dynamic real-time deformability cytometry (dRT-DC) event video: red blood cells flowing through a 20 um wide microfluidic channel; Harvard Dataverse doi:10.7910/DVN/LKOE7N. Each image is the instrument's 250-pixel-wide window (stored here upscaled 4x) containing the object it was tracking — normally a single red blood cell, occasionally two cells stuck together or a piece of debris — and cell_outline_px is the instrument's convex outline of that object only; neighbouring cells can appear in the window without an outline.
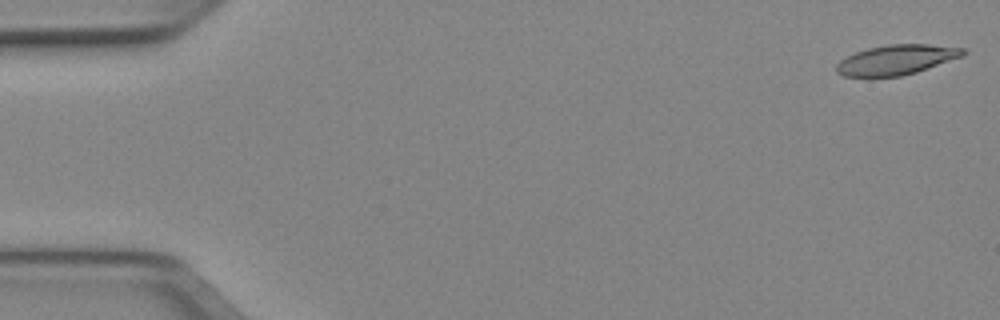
{"species": "Egyptian fruit bat (a non-hibernating species)", "species_latin": "Rousettus aegyptiacus", "temperature_condition": "cold", "stored_images_in_passage": 51, "camera_frame_rate_fps": 3000, "um_per_image_px": 0.085, "animal": {"sex": "female"}, "frame": {"image": 1, "passage_image": 1, "time_ms": 0.0, "image_size_px": [1000, 320], "cell_outline_px": [[968, 52], [964, 56], [916, 72], [900, 76], [844, 76], [836, 72], [836, 64], [840, 60], [856, 52], [868, 48], [888, 44], [928, 44], [964, 48]], "centroid_in_image_um": [76.23, 5.07], "position_along_channel_um": 8.8, "area_um2": 21.96}}
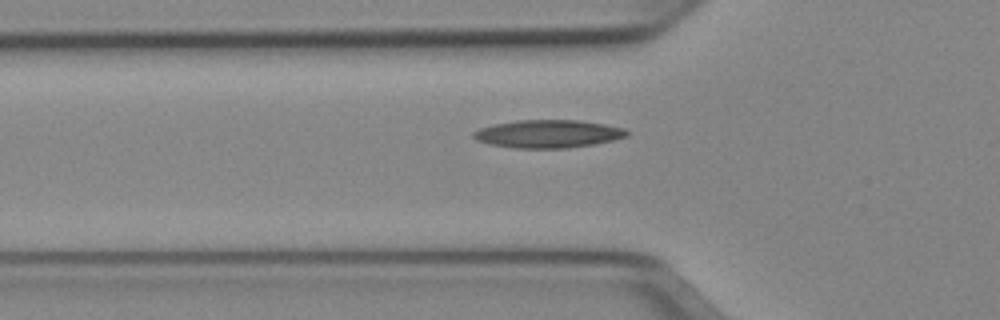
{"frame": {"image": 2, "passage_image": 17, "time_ms": 5.333, "image_size_px": [1000, 320], "cell_outline_px": [[628, 136], [612, 140], [592, 144], [568, 148], [512, 148], [488, 144], [476, 140], [472, 136], [472, 132], [480, 128], [496, 124], [516, 120], [576, 120], [604, 124], [624, 128], [628, 132]], "centroid_in_image_um": [46.55, 11.38], "position_along_channel_um": 79.3, "area_um2": 24.91}}
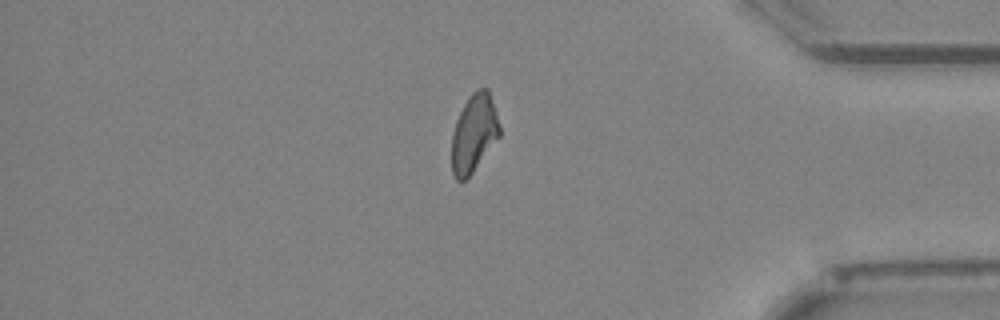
{"frame": {"image": 3, "passage_image": 43, "time_ms": 14.0, "image_size_px": [1000, 320], "cell_outline_px": [[500, 136], [472, 172], [464, 180], [456, 180], [452, 172], [452, 132], [456, 120], [464, 104], [472, 92], [480, 88], [488, 88], [500, 124]], "centroid_in_image_um": [40.29, 11.31], "position_along_channel_um": 394.9, "area_um2": 21.56}, "authors_computed_cell_mechanics": {"area_um2": 22.831, "velocity_mm_per_s": 3.9525, "shape_relaxation_time_tau1_ms": null, "shape_relaxation_time_tau2_ms": 6.5029, "deformation_change_tau1": null, "deformation_change_tau2": 0.1512}}